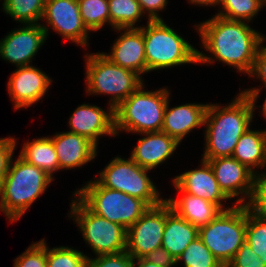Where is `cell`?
<instances>
[{
    "label": "cell",
    "instance_id": "cell-1",
    "mask_svg": "<svg viewBox=\"0 0 266 267\" xmlns=\"http://www.w3.org/2000/svg\"><path fill=\"white\" fill-rule=\"evenodd\" d=\"M196 29L205 50L213 54L209 57L197 51V63L212 64L217 59L248 75L252 71L258 47L266 39L245 21L228 20L217 15L198 23Z\"/></svg>",
    "mask_w": 266,
    "mask_h": 267
},
{
    "label": "cell",
    "instance_id": "cell-2",
    "mask_svg": "<svg viewBox=\"0 0 266 267\" xmlns=\"http://www.w3.org/2000/svg\"><path fill=\"white\" fill-rule=\"evenodd\" d=\"M260 91L256 87L241 91L238 97L223 107L208 104L204 120L207 128L203 160L232 157L239 138L250 128Z\"/></svg>",
    "mask_w": 266,
    "mask_h": 267
},
{
    "label": "cell",
    "instance_id": "cell-3",
    "mask_svg": "<svg viewBox=\"0 0 266 267\" xmlns=\"http://www.w3.org/2000/svg\"><path fill=\"white\" fill-rule=\"evenodd\" d=\"M12 162L0 187V211L9 222L19 220L54 178L19 156Z\"/></svg>",
    "mask_w": 266,
    "mask_h": 267
},
{
    "label": "cell",
    "instance_id": "cell-4",
    "mask_svg": "<svg viewBox=\"0 0 266 267\" xmlns=\"http://www.w3.org/2000/svg\"><path fill=\"white\" fill-rule=\"evenodd\" d=\"M169 95L167 88L144 91L142 83L114 109L116 135L123 130L139 134L161 131Z\"/></svg>",
    "mask_w": 266,
    "mask_h": 267
},
{
    "label": "cell",
    "instance_id": "cell-5",
    "mask_svg": "<svg viewBox=\"0 0 266 267\" xmlns=\"http://www.w3.org/2000/svg\"><path fill=\"white\" fill-rule=\"evenodd\" d=\"M147 72L182 64H197V49L170 28L163 19L143 26Z\"/></svg>",
    "mask_w": 266,
    "mask_h": 267
},
{
    "label": "cell",
    "instance_id": "cell-6",
    "mask_svg": "<svg viewBox=\"0 0 266 267\" xmlns=\"http://www.w3.org/2000/svg\"><path fill=\"white\" fill-rule=\"evenodd\" d=\"M74 194L93 213L122 225L126 230L149 208L143 200L119 190L104 187L96 179L90 180Z\"/></svg>",
    "mask_w": 266,
    "mask_h": 267
},
{
    "label": "cell",
    "instance_id": "cell-7",
    "mask_svg": "<svg viewBox=\"0 0 266 267\" xmlns=\"http://www.w3.org/2000/svg\"><path fill=\"white\" fill-rule=\"evenodd\" d=\"M84 57L87 94H110L109 106L114 109L143 83L137 73L114 64L102 52Z\"/></svg>",
    "mask_w": 266,
    "mask_h": 267
},
{
    "label": "cell",
    "instance_id": "cell-8",
    "mask_svg": "<svg viewBox=\"0 0 266 267\" xmlns=\"http://www.w3.org/2000/svg\"><path fill=\"white\" fill-rule=\"evenodd\" d=\"M199 238L224 267L246 238V205L233 204L199 229Z\"/></svg>",
    "mask_w": 266,
    "mask_h": 267
},
{
    "label": "cell",
    "instance_id": "cell-9",
    "mask_svg": "<svg viewBox=\"0 0 266 267\" xmlns=\"http://www.w3.org/2000/svg\"><path fill=\"white\" fill-rule=\"evenodd\" d=\"M71 200L70 216L78 224L86 244L96 255L126 251L127 230L93 213L75 194Z\"/></svg>",
    "mask_w": 266,
    "mask_h": 267
},
{
    "label": "cell",
    "instance_id": "cell-10",
    "mask_svg": "<svg viewBox=\"0 0 266 267\" xmlns=\"http://www.w3.org/2000/svg\"><path fill=\"white\" fill-rule=\"evenodd\" d=\"M148 171L150 170L140 167L131 158L117 156L105 166L96 180L104 187L119 190L143 200L149 207H155L165 199H162L147 175Z\"/></svg>",
    "mask_w": 266,
    "mask_h": 267
},
{
    "label": "cell",
    "instance_id": "cell-11",
    "mask_svg": "<svg viewBox=\"0 0 266 267\" xmlns=\"http://www.w3.org/2000/svg\"><path fill=\"white\" fill-rule=\"evenodd\" d=\"M42 20L48 23L42 24L47 37L51 27L62 38L87 47L90 31L83 23L77 0H46Z\"/></svg>",
    "mask_w": 266,
    "mask_h": 267
},
{
    "label": "cell",
    "instance_id": "cell-12",
    "mask_svg": "<svg viewBox=\"0 0 266 267\" xmlns=\"http://www.w3.org/2000/svg\"><path fill=\"white\" fill-rule=\"evenodd\" d=\"M165 228V200L147 211L127 229L126 251L134 258H143L161 247Z\"/></svg>",
    "mask_w": 266,
    "mask_h": 267
},
{
    "label": "cell",
    "instance_id": "cell-13",
    "mask_svg": "<svg viewBox=\"0 0 266 267\" xmlns=\"http://www.w3.org/2000/svg\"><path fill=\"white\" fill-rule=\"evenodd\" d=\"M207 162L224 194L229 199L242 194L235 203L246 205L253 192L254 172L233 157H219Z\"/></svg>",
    "mask_w": 266,
    "mask_h": 267
},
{
    "label": "cell",
    "instance_id": "cell-14",
    "mask_svg": "<svg viewBox=\"0 0 266 267\" xmlns=\"http://www.w3.org/2000/svg\"><path fill=\"white\" fill-rule=\"evenodd\" d=\"M47 40L42 24H24L0 41V57L16 67L30 66L35 54Z\"/></svg>",
    "mask_w": 266,
    "mask_h": 267
},
{
    "label": "cell",
    "instance_id": "cell-15",
    "mask_svg": "<svg viewBox=\"0 0 266 267\" xmlns=\"http://www.w3.org/2000/svg\"><path fill=\"white\" fill-rule=\"evenodd\" d=\"M7 84V90L14 101V108H28L46 94L51 78L32 65L16 67Z\"/></svg>",
    "mask_w": 266,
    "mask_h": 267
},
{
    "label": "cell",
    "instance_id": "cell-16",
    "mask_svg": "<svg viewBox=\"0 0 266 267\" xmlns=\"http://www.w3.org/2000/svg\"><path fill=\"white\" fill-rule=\"evenodd\" d=\"M71 133L86 137L96 146L100 136H116L114 108L109 106L105 112L101 107L81 104L70 116Z\"/></svg>",
    "mask_w": 266,
    "mask_h": 267
},
{
    "label": "cell",
    "instance_id": "cell-17",
    "mask_svg": "<svg viewBox=\"0 0 266 267\" xmlns=\"http://www.w3.org/2000/svg\"><path fill=\"white\" fill-rule=\"evenodd\" d=\"M122 31L112 45L110 54L103 52L114 64L141 74L147 73V62L144 50L143 27L119 28Z\"/></svg>",
    "mask_w": 266,
    "mask_h": 267
},
{
    "label": "cell",
    "instance_id": "cell-18",
    "mask_svg": "<svg viewBox=\"0 0 266 267\" xmlns=\"http://www.w3.org/2000/svg\"><path fill=\"white\" fill-rule=\"evenodd\" d=\"M201 168L184 172L173 179V182L185 193L217 204L223 211L222 201L229 198L220 189L210 164L202 159Z\"/></svg>",
    "mask_w": 266,
    "mask_h": 267
},
{
    "label": "cell",
    "instance_id": "cell-19",
    "mask_svg": "<svg viewBox=\"0 0 266 267\" xmlns=\"http://www.w3.org/2000/svg\"><path fill=\"white\" fill-rule=\"evenodd\" d=\"M141 134L145 137L138 140L130 158L140 167L150 171L162 165L161 163L173 155L180 144L175 138L162 131Z\"/></svg>",
    "mask_w": 266,
    "mask_h": 267
},
{
    "label": "cell",
    "instance_id": "cell-20",
    "mask_svg": "<svg viewBox=\"0 0 266 267\" xmlns=\"http://www.w3.org/2000/svg\"><path fill=\"white\" fill-rule=\"evenodd\" d=\"M51 139L60 169L80 168L97 156V146L84 136L67 131L57 133Z\"/></svg>",
    "mask_w": 266,
    "mask_h": 267
},
{
    "label": "cell",
    "instance_id": "cell-21",
    "mask_svg": "<svg viewBox=\"0 0 266 267\" xmlns=\"http://www.w3.org/2000/svg\"><path fill=\"white\" fill-rule=\"evenodd\" d=\"M207 106L208 104L186 103L169 109L168 98L161 131L181 143L191 130L204 125Z\"/></svg>",
    "mask_w": 266,
    "mask_h": 267
},
{
    "label": "cell",
    "instance_id": "cell-22",
    "mask_svg": "<svg viewBox=\"0 0 266 267\" xmlns=\"http://www.w3.org/2000/svg\"><path fill=\"white\" fill-rule=\"evenodd\" d=\"M173 185L181 192V197L169 198L165 201L180 217L187 220L194 227L200 229L209 224L223 210L217 205L203 198L183 192L174 182Z\"/></svg>",
    "mask_w": 266,
    "mask_h": 267
},
{
    "label": "cell",
    "instance_id": "cell-23",
    "mask_svg": "<svg viewBox=\"0 0 266 267\" xmlns=\"http://www.w3.org/2000/svg\"><path fill=\"white\" fill-rule=\"evenodd\" d=\"M197 237L199 229L180 217L165 201V228L161 247L177 259Z\"/></svg>",
    "mask_w": 266,
    "mask_h": 267
},
{
    "label": "cell",
    "instance_id": "cell-24",
    "mask_svg": "<svg viewBox=\"0 0 266 267\" xmlns=\"http://www.w3.org/2000/svg\"><path fill=\"white\" fill-rule=\"evenodd\" d=\"M232 157L254 173L255 167L264 168L266 166V129L254 131L249 128L239 138Z\"/></svg>",
    "mask_w": 266,
    "mask_h": 267
},
{
    "label": "cell",
    "instance_id": "cell-25",
    "mask_svg": "<svg viewBox=\"0 0 266 267\" xmlns=\"http://www.w3.org/2000/svg\"><path fill=\"white\" fill-rule=\"evenodd\" d=\"M25 162L44 170L51 177L60 170L59 161L51 137L26 142L19 154Z\"/></svg>",
    "mask_w": 266,
    "mask_h": 267
},
{
    "label": "cell",
    "instance_id": "cell-26",
    "mask_svg": "<svg viewBox=\"0 0 266 267\" xmlns=\"http://www.w3.org/2000/svg\"><path fill=\"white\" fill-rule=\"evenodd\" d=\"M46 0H3V11L13 20L25 24H38L44 13Z\"/></svg>",
    "mask_w": 266,
    "mask_h": 267
},
{
    "label": "cell",
    "instance_id": "cell-27",
    "mask_svg": "<svg viewBox=\"0 0 266 267\" xmlns=\"http://www.w3.org/2000/svg\"><path fill=\"white\" fill-rule=\"evenodd\" d=\"M110 26L114 29L135 28L143 11L137 0H108Z\"/></svg>",
    "mask_w": 266,
    "mask_h": 267
},
{
    "label": "cell",
    "instance_id": "cell-28",
    "mask_svg": "<svg viewBox=\"0 0 266 267\" xmlns=\"http://www.w3.org/2000/svg\"><path fill=\"white\" fill-rule=\"evenodd\" d=\"M245 242L266 264V217L250 211L247 205Z\"/></svg>",
    "mask_w": 266,
    "mask_h": 267
},
{
    "label": "cell",
    "instance_id": "cell-29",
    "mask_svg": "<svg viewBox=\"0 0 266 267\" xmlns=\"http://www.w3.org/2000/svg\"><path fill=\"white\" fill-rule=\"evenodd\" d=\"M222 11L217 16L228 20L251 21L259 10L266 6V0H220Z\"/></svg>",
    "mask_w": 266,
    "mask_h": 267
},
{
    "label": "cell",
    "instance_id": "cell-30",
    "mask_svg": "<svg viewBox=\"0 0 266 267\" xmlns=\"http://www.w3.org/2000/svg\"><path fill=\"white\" fill-rule=\"evenodd\" d=\"M83 23L89 31H98L108 23L110 13L108 0H77Z\"/></svg>",
    "mask_w": 266,
    "mask_h": 267
},
{
    "label": "cell",
    "instance_id": "cell-31",
    "mask_svg": "<svg viewBox=\"0 0 266 267\" xmlns=\"http://www.w3.org/2000/svg\"><path fill=\"white\" fill-rule=\"evenodd\" d=\"M180 261L184 267H224L199 237L177 257L176 263Z\"/></svg>",
    "mask_w": 266,
    "mask_h": 267
},
{
    "label": "cell",
    "instance_id": "cell-32",
    "mask_svg": "<svg viewBox=\"0 0 266 267\" xmlns=\"http://www.w3.org/2000/svg\"><path fill=\"white\" fill-rule=\"evenodd\" d=\"M87 260V255L73 247L49 249L47 246V267H87Z\"/></svg>",
    "mask_w": 266,
    "mask_h": 267
},
{
    "label": "cell",
    "instance_id": "cell-33",
    "mask_svg": "<svg viewBox=\"0 0 266 267\" xmlns=\"http://www.w3.org/2000/svg\"><path fill=\"white\" fill-rule=\"evenodd\" d=\"M14 267H47V244L45 239L31 244L14 260Z\"/></svg>",
    "mask_w": 266,
    "mask_h": 267
},
{
    "label": "cell",
    "instance_id": "cell-34",
    "mask_svg": "<svg viewBox=\"0 0 266 267\" xmlns=\"http://www.w3.org/2000/svg\"><path fill=\"white\" fill-rule=\"evenodd\" d=\"M246 205L250 211L266 217V173H254L253 192Z\"/></svg>",
    "mask_w": 266,
    "mask_h": 267
},
{
    "label": "cell",
    "instance_id": "cell-35",
    "mask_svg": "<svg viewBox=\"0 0 266 267\" xmlns=\"http://www.w3.org/2000/svg\"><path fill=\"white\" fill-rule=\"evenodd\" d=\"M87 267H134V258L127 251L101 254L94 259L88 257Z\"/></svg>",
    "mask_w": 266,
    "mask_h": 267
},
{
    "label": "cell",
    "instance_id": "cell-36",
    "mask_svg": "<svg viewBox=\"0 0 266 267\" xmlns=\"http://www.w3.org/2000/svg\"><path fill=\"white\" fill-rule=\"evenodd\" d=\"M226 267H266V264L245 242Z\"/></svg>",
    "mask_w": 266,
    "mask_h": 267
},
{
    "label": "cell",
    "instance_id": "cell-37",
    "mask_svg": "<svg viewBox=\"0 0 266 267\" xmlns=\"http://www.w3.org/2000/svg\"><path fill=\"white\" fill-rule=\"evenodd\" d=\"M17 141L13 137L0 138V187L9 170Z\"/></svg>",
    "mask_w": 266,
    "mask_h": 267
},
{
    "label": "cell",
    "instance_id": "cell-38",
    "mask_svg": "<svg viewBox=\"0 0 266 267\" xmlns=\"http://www.w3.org/2000/svg\"><path fill=\"white\" fill-rule=\"evenodd\" d=\"M143 258L151 263L157 264L160 267H173L177 264L176 258H174L167 250L162 247L156 248Z\"/></svg>",
    "mask_w": 266,
    "mask_h": 267
},
{
    "label": "cell",
    "instance_id": "cell-39",
    "mask_svg": "<svg viewBox=\"0 0 266 267\" xmlns=\"http://www.w3.org/2000/svg\"><path fill=\"white\" fill-rule=\"evenodd\" d=\"M249 75L261 79L266 87V45L264 46L263 43L258 47L254 65Z\"/></svg>",
    "mask_w": 266,
    "mask_h": 267
},
{
    "label": "cell",
    "instance_id": "cell-40",
    "mask_svg": "<svg viewBox=\"0 0 266 267\" xmlns=\"http://www.w3.org/2000/svg\"><path fill=\"white\" fill-rule=\"evenodd\" d=\"M141 6L143 13H148V20H162L158 12L166 8L167 0H137ZM147 11V12H146Z\"/></svg>",
    "mask_w": 266,
    "mask_h": 267
},
{
    "label": "cell",
    "instance_id": "cell-41",
    "mask_svg": "<svg viewBox=\"0 0 266 267\" xmlns=\"http://www.w3.org/2000/svg\"><path fill=\"white\" fill-rule=\"evenodd\" d=\"M160 267L155 263H151L144 258H136L134 259V267Z\"/></svg>",
    "mask_w": 266,
    "mask_h": 267
},
{
    "label": "cell",
    "instance_id": "cell-42",
    "mask_svg": "<svg viewBox=\"0 0 266 267\" xmlns=\"http://www.w3.org/2000/svg\"><path fill=\"white\" fill-rule=\"evenodd\" d=\"M188 2H190V3H193V4H198V5H200V6H207V5H209V6H213V5H219V3H220V0H189Z\"/></svg>",
    "mask_w": 266,
    "mask_h": 267
},
{
    "label": "cell",
    "instance_id": "cell-43",
    "mask_svg": "<svg viewBox=\"0 0 266 267\" xmlns=\"http://www.w3.org/2000/svg\"><path fill=\"white\" fill-rule=\"evenodd\" d=\"M262 111H261V113L264 115V117H265V119H266V99H265V101H264V104H263V106H262Z\"/></svg>",
    "mask_w": 266,
    "mask_h": 267
}]
</instances>
